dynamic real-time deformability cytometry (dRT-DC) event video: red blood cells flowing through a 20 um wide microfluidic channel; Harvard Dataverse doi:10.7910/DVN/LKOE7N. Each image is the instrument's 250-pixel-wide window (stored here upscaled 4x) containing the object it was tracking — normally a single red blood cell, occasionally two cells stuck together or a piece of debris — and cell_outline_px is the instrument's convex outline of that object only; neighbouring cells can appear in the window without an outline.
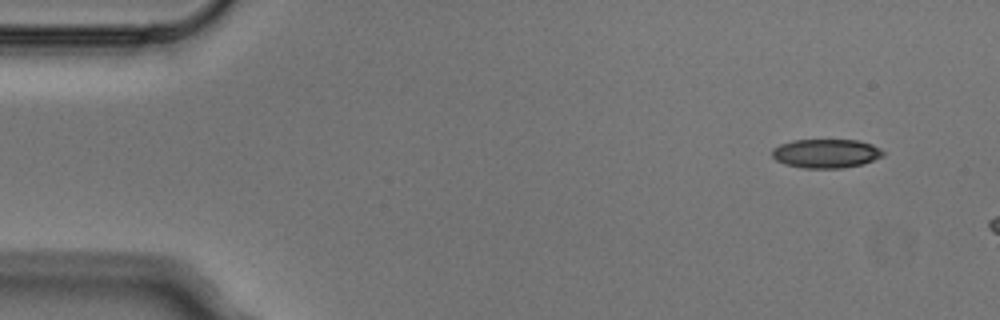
{"species": "Egyptian fruit bat (a non-hibernating species)", "species_latin": "Rousettus aegyptiacus", "temperature_condition": "cold", "stored_images_in_passage": 5, "segment_of_instrument_passage": [2, 2], "camera_frame_rate_fps": 3000, "um_per_image_px": 0.085, "animal": {"sex": "male"}, "frame": {"image": 1, "passage_image": 5, "time_ms": 1.333, "image_size_px": [1000, 320], "cell_outline_px": [[884, 156], [864, 164], [840, 168], [804, 168], [784, 164], [776, 160], [772, 156], [772, 148], [780, 144], [792, 140], [856, 140], [872, 144], [880, 148], [884, 152]], "centroid_in_image_um": [70.21, 13.04], "position_along_channel_um": 14.8, "area_um2": 18.84}}